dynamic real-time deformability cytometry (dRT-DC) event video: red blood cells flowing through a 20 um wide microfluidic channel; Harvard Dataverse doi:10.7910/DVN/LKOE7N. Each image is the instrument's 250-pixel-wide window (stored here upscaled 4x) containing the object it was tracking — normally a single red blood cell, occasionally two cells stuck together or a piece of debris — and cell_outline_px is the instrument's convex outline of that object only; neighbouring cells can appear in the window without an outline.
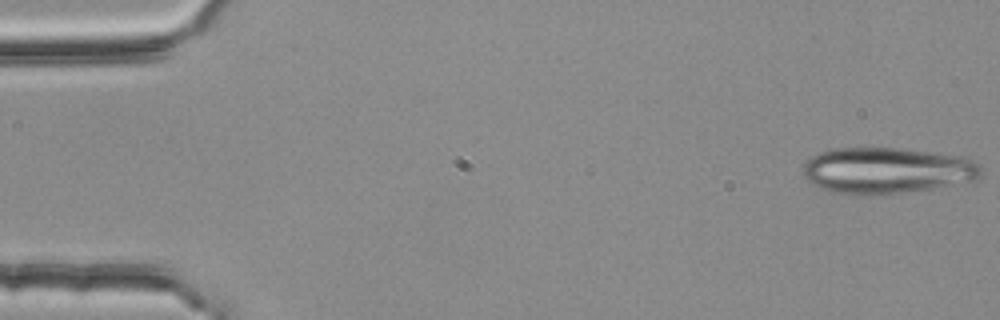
{"species": "common noctule bat (a hibernating species)", "species_latin": "Nyctalus noctula", "temperature_condition": "room temperature", "stored_images_in_passage": 53, "segment_of_instrument_passage": [1, 2], "camera_frame_rate_fps": 3000, "um_per_image_px": 0.085, "animal": {"sex": "female", "body_mass_g": 25.1}, "frame": {"image": 1, "passage_image": 1, "time_ms": 0.0, "image_size_px": [1000, 320], "cell_outline_px": [[980, 176], [976, 180], [932, 188], [904, 192], [860, 196], [852, 196], [832, 192], [820, 188], [812, 184], [804, 176], [804, 164], [812, 156], [820, 152], [836, 148], [900, 148], [960, 156], [972, 160], [980, 164]], "centroid_in_image_um": [75.35, 14.5], "position_along_channel_um": 9.7, "area_um2": 47.86}}